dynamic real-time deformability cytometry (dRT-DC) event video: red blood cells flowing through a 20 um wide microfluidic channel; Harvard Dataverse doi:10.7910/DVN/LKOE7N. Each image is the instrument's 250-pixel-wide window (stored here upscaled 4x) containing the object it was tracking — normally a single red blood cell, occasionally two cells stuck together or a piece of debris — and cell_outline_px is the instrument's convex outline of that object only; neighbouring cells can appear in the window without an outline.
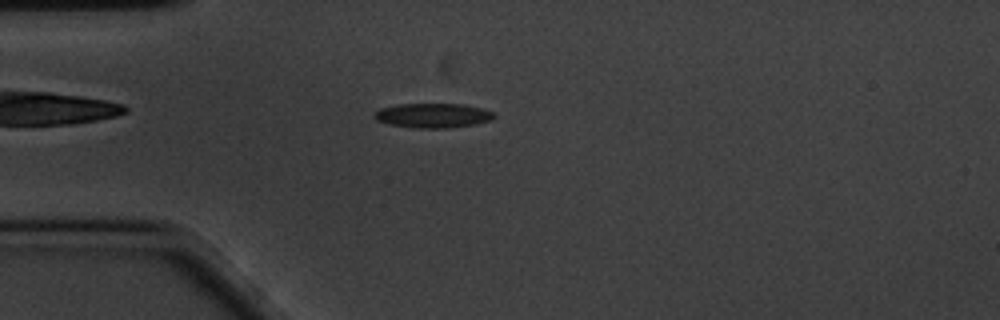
{"species": "common noctule bat (a hibernating species)", "species_latin": "Nyctalus noctula", "temperature_condition": "cold", "stored_images_in_passage": 54, "camera_frame_rate_fps": 3000, "um_per_image_px": 0.085, "animal": {"sex": "male", "body_mass_g": 20.1, "forearm_length_mm": 53.5}, "frame": {"image": 1, "passage_image": 10, "time_ms": 3.0, "image_size_px": [1000, 320], "cell_outline_px": [[496, 116], [492, 120], [476, 124], [448, 128], [416, 128], [388, 124], [376, 120], [372, 116], [372, 112], [380, 108], [396, 104], [464, 104], [480, 108], [492, 112]], "centroid_in_image_um": [36.75, 9.82], "position_along_channel_um": 48.3, "area_um2": 17.28}}
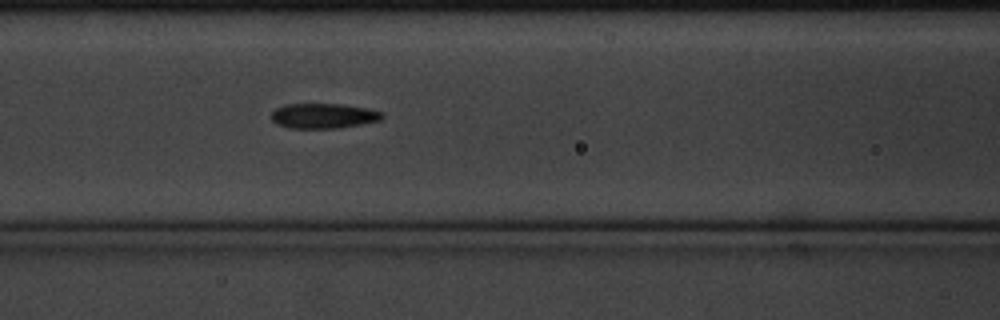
{"frame": {"image": 2, "passage_image": 19, "time_ms": 6.0, "image_size_px": [1000, 320], "cell_outline_px": [[384, 116], [380, 120], [340, 128], [288, 128], [276, 124], [272, 120], [272, 112], [276, 108], [288, 104], [340, 104], [368, 108], [384, 112]], "centroid_in_image_um": [27.51, 9.85], "position_along_channel_um": 139.1, "area_um2": 16.18}}
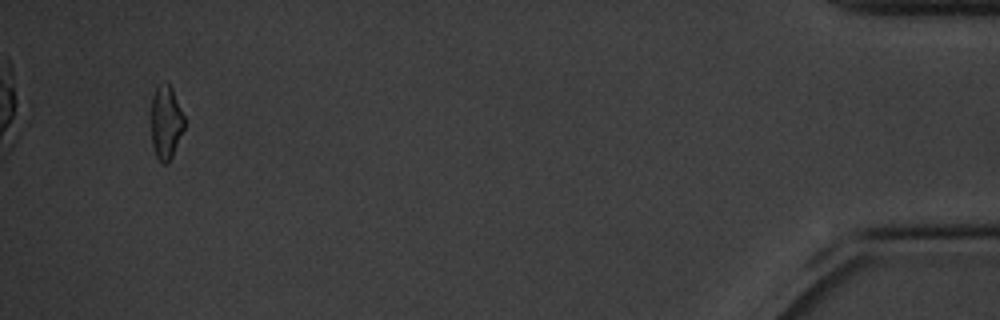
{"frame": {"image": 3, "passage_image": 51, "time_ms": 16.667, "image_size_px": [1000, 320], "cell_outline_px": [[184, 128], [172, 156], [168, 164], [164, 164], [156, 156], [152, 144], [152, 96], [156, 88], [164, 80], [172, 88], [184, 116]], "centroid_in_image_um": [14.11, 10.39], "position_along_channel_um": 421.1, "area_um2": 14.05}, "authors_computed_cell_mechanics": {"area_um2": 16.2418, "velocity_mm_per_s": 3.3846, "shape_relaxation_time_tau1_ms": 4.0736, "shape_relaxation_time_tau2_ms": 5.2523, "deformation_change_tau1": 0.1211, "deformation_change_tau2": 0.1213}}